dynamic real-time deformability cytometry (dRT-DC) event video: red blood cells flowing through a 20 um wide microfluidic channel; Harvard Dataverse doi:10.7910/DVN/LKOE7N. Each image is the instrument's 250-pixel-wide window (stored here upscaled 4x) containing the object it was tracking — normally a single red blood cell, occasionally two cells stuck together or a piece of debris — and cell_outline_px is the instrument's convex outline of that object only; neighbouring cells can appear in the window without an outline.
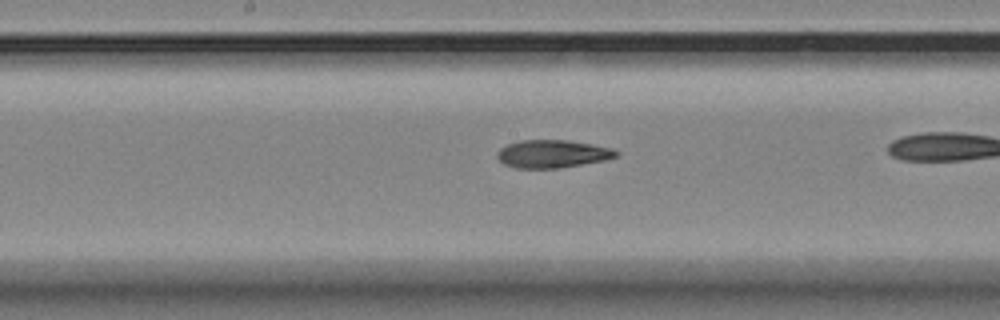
{"species": "Egyptian fruit bat (a non-hibernating species)", "species_latin": "Rousettus aegyptiacus", "temperature_condition": "room temperature", "stored_images_in_passage": 37, "camera_frame_rate_fps": 3000, "um_per_image_px": 0.085, "animal": {"sex": "female"}, "frame": {"image": 1, "passage_image": 22, "time_ms": 7.0, "image_size_px": [1000, 320], "cell_outline_px": [[620, 152], [616, 156], [604, 160], [560, 168], [516, 168], [504, 164], [496, 156], [496, 152], [500, 148], [508, 144], [520, 140], [568, 140], [592, 144], [612, 148]], "centroid_in_image_um": [46.94, 13.07], "position_along_channel_um": 201.3, "area_um2": 19.31}}
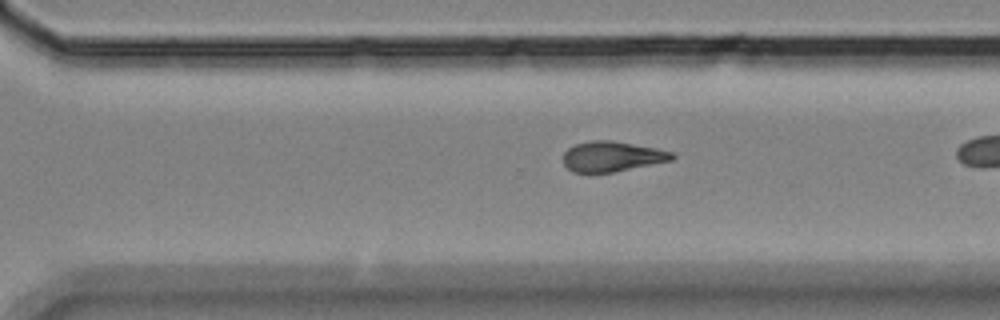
{"frame": {"image": 2, "passage_image": 32, "time_ms": 10.333, "image_size_px": [1000, 320], "cell_outline_px": [[676, 156], [672, 160], [616, 172], [588, 176], [572, 172], [564, 164], [564, 152], [568, 148], [576, 144], [592, 140], [612, 140], [656, 148], [672, 152]], "centroid_in_image_um": [51.98, 13.34], "position_along_channel_um": 318.6, "area_um2": 19.77}}